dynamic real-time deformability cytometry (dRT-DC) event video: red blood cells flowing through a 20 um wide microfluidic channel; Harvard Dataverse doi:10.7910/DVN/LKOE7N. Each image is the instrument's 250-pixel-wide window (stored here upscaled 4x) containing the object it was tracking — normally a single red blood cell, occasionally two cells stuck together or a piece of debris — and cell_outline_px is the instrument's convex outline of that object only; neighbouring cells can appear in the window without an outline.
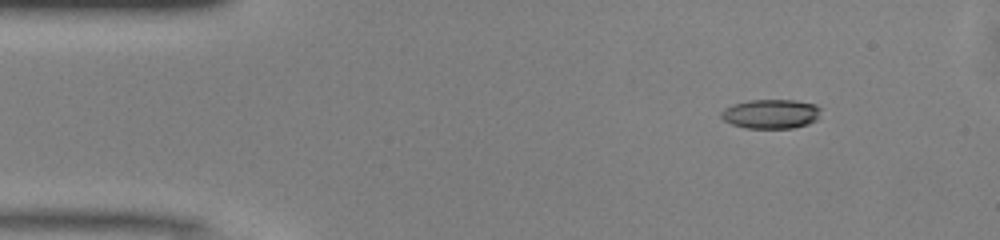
{"species": "common noctule bat (a hibernating species)", "species_latin": "Nyctalus noctula", "temperature_condition": "warm", "stored_images_in_passage": 44, "camera_frame_rate_fps": 3000, "um_per_image_px": 0.085, "animal": {"sex": "male", "body_mass_g": 13.0, "forearm_length_mm": 53.1}, "frame": {"image": 1, "passage_image": 1, "time_ms": 0.0, "image_size_px": [1000, 240], "cell_outline_px": [[820, 108], [816, 120], [808, 124], [792, 128], [744, 128], [732, 124], [724, 120], [720, 116], [720, 112], [724, 108], [732, 104], [748, 100], [796, 100], [816, 104]], "centroid_in_image_um": [65.5, 9.67], "position_along_channel_um": 19.5, "area_um2": 17.11}}
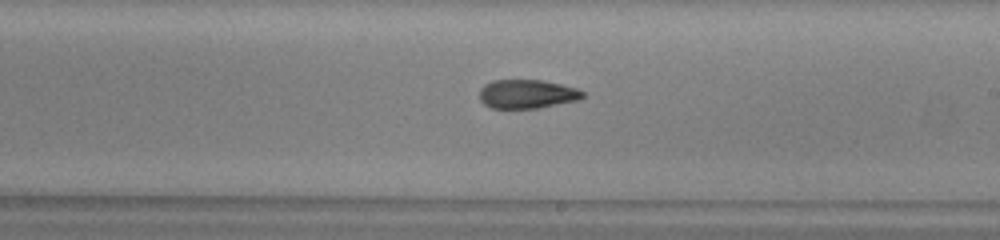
{"frame": {"image": 2, "passage_image": 23, "time_ms": 7.333, "image_size_px": [1000, 240], "cell_outline_px": [[584, 96], [580, 100], [536, 108], [492, 108], [484, 104], [480, 100], [480, 88], [484, 84], [492, 80], [544, 80], [576, 88], [584, 92]], "centroid_in_image_um": [44.79, 7.98], "position_along_channel_um": 244.2, "area_um2": 17.4}}
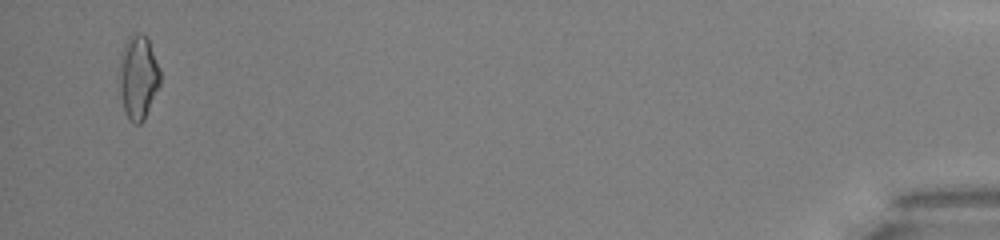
{"frame": {"image": 3, "passage_image": 43, "time_ms": 14.0, "image_size_px": [1000, 240], "cell_outline_px": [[160, 84], [144, 120], [140, 124], [132, 124], [124, 108], [120, 96], [120, 52], [128, 36], [132, 32], [140, 32], [148, 36], [160, 68]], "centroid_in_image_um": [11.76, 6.49], "position_along_channel_um": 423.4, "area_um2": 20.29}, "authors_computed_cell_mechanics": {"area_um2": 18.0336, "velocity_mm_per_s": 4.1107, "shape_relaxation_time_tau1_ms": 5.5285, "shape_relaxation_time_tau2_ms": 3.6863, "deformation_change_tau1": 0.1697, "deformation_change_tau2": 0.0994}}